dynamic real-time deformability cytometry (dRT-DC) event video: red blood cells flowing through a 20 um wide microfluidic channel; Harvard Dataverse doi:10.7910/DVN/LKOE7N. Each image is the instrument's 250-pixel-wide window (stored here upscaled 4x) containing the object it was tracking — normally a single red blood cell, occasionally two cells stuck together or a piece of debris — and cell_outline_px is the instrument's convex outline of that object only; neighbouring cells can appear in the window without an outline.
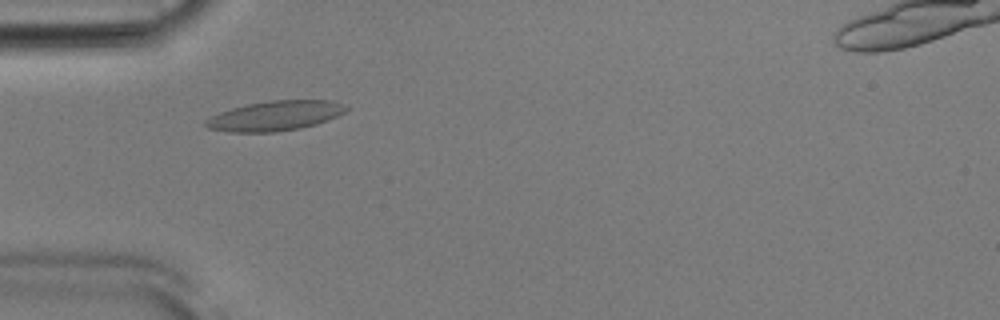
{"species": "Egyptian fruit bat (a non-hibernating species)", "species_latin": "Rousettus aegyptiacus", "temperature_condition": "room temperature", "stored_images_in_passage": 40, "camera_frame_rate_fps": 3000, "um_per_image_px": 0.085, "animal": {"sex": "male"}, "frame": {"image": 1, "passage_image": 4, "time_ms": 1.0, "image_size_px": [1000, 320], "cell_outline_px": [[348, 108], [344, 112], [328, 120], [316, 124], [300, 128], [276, 132], [228, 132], [208, 128], [204, 124], [204, 120], [220, 112], [232, 108], [248, 104], [268, 100], [332, 100]], "centroid_in_image_um": [23.35, 9.84], "position_along_channel_um": 61.6, "area_um2": 24.28}}
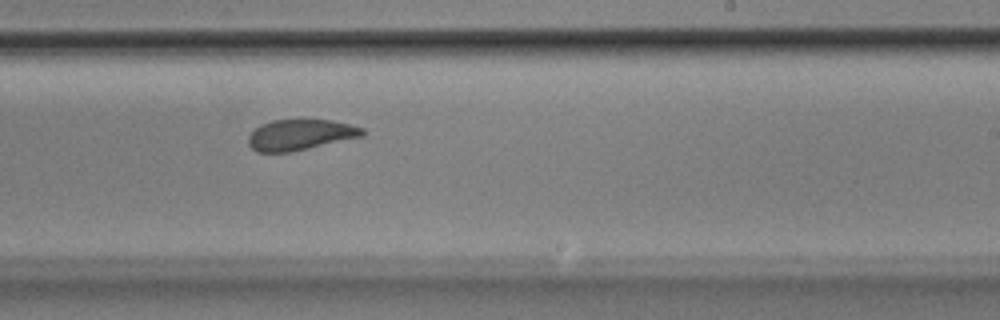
{"frame": {"image": 2, "passage_image": 20, "time_ms": 6.333, "image_size_px": [1000, 320], "cell_outline_px": [[364, 136], [288, 152], [256, 152], [248, 144], [248, 136], [260, 124], [272, 120], [332, 120], [364, 128]], "centroid_in_image_um": [25.5, 11.45], "position_along_channel_um": 263.5, "area_um2": 20.23}}
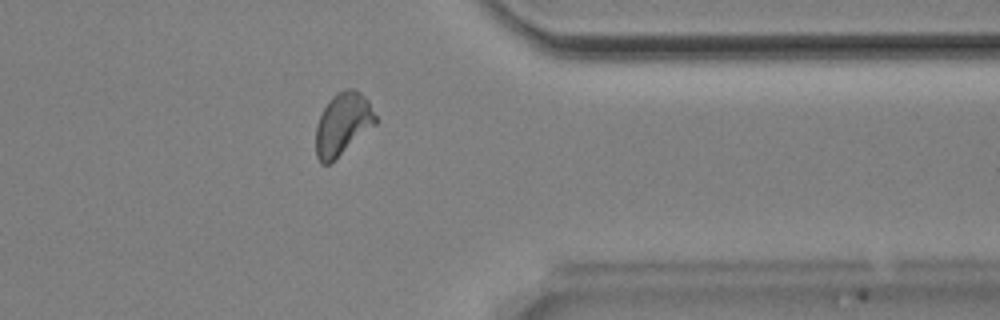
{"frame": {"image": 3, "passage_image": 30, "time_ms": 9.667, "image_size_px": [1000, 320], "cell_outline_px": [[376, 124], [328, 164], [320, 164], [316, 156], [316, 124], [324, 108], [332, 96], [336, 92], [344, 88], [356, 88], [368, 100], [376, 116]], "centroid_in_image_um": [29.12, 10.5], "position_along_channel_um": 382.3, "area_um2": 21.5}, "authors_computed_cell_mechanics": {"area_um2": 21.5016, "velocity_mm_per_s": 3.8395, "shape_relaxation_time_tau1_ms": 4.7939, "shape_relaxation_time_tau2_ms": 2.1065, "deformation_change_tau1": 0.1295, "deformation_change_tau2": 0.0765}}